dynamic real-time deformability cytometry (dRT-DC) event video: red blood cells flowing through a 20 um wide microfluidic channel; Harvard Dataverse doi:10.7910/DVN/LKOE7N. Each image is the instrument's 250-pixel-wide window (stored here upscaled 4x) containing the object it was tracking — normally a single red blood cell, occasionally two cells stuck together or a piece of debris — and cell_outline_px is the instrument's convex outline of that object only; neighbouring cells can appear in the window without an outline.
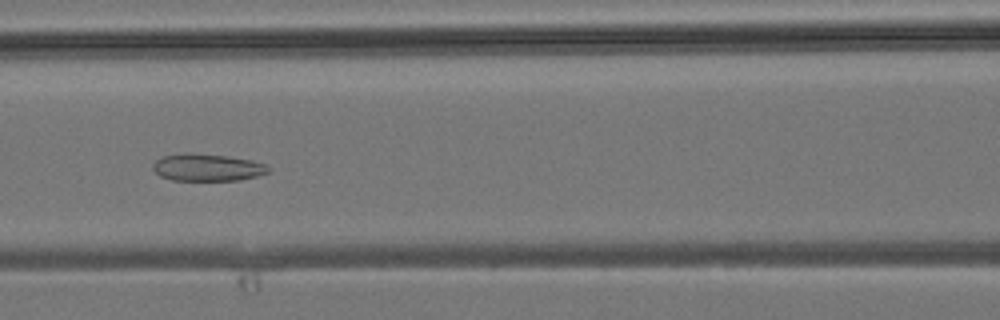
{"species": "common noctule bat (a hibernating species)", "species_latin": "Nyctalus noctula", "temperature_condition": "room temperature", "stored_images_in_passage": 42, "camera_frame_rate_fps": 3000, "um_per_image_px": 0.085, "animal": {"sex": "male", "body_mass_g": 19.2, "forearm_length_mm": 51.8}, "frame": {"image": 1, "passage_image": 17, "time_ms": 5.333, "image_size_px": [1000, 320], "cell_outline_px": [[272, 168], [268, 172], [256, 176], [240, 180], [172, 180], [160, 176], [152, 168], [152, 164], [156, 160], [164, 156], [184, 152], [224, 156], [252, 160], [264, 164]], "centroid_in_image_um": [17.6, 14.23], "position_along_channel_um": 149.0, "area_um2": 18.21}}
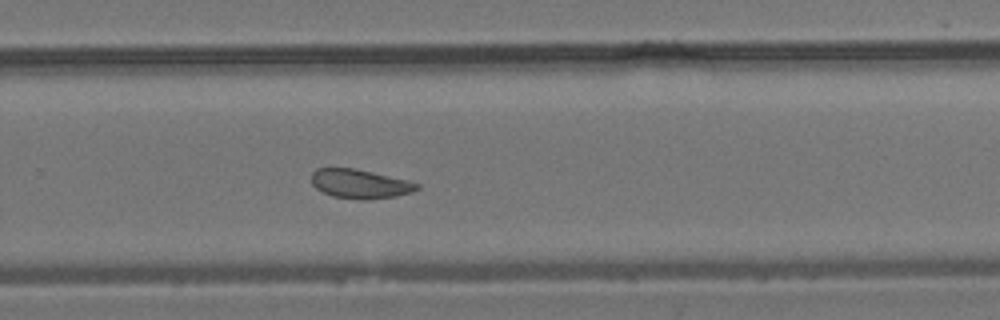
{"frame": {"image": 2, "passage_image": 27, "time_ms": 8.667, "image_size_px": [1000, 320], "cell_outline_px": [[420, 188], [412, 192], [396, 196], [368, 200], [360, 200], [332, 196], [316, 188], [312, 184], [312, 172], [316, 168], [352, 168], [372, 172], [408, 180], [420, 184]], "centroid_in_image_um": [30.61, 15.63], "position_along_channel_um": 299.2, "area_um2": 17.92}}
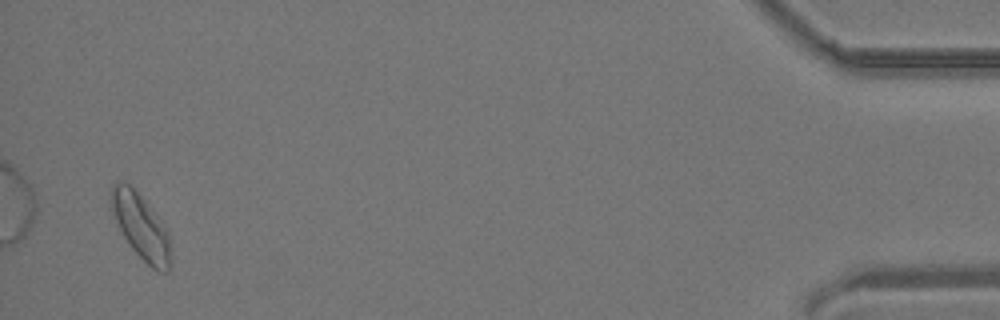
{"frame": {"image": 3, "passage_image": 41, "time_ms": 13.333, "image_size_px": [1000, 320], "cell_outline_px": [[172, 264], [168, 272], [156, 272], [132, 248], [124, 236], [120, 228], [112, 208], [112, 184], [116, 180], [128, 184], [140, 196], [168, 232]], "centroid_in_image_um": [12.02, 19.33], "position_along_channel_um": 423.2, "area_um2": 21.73}}